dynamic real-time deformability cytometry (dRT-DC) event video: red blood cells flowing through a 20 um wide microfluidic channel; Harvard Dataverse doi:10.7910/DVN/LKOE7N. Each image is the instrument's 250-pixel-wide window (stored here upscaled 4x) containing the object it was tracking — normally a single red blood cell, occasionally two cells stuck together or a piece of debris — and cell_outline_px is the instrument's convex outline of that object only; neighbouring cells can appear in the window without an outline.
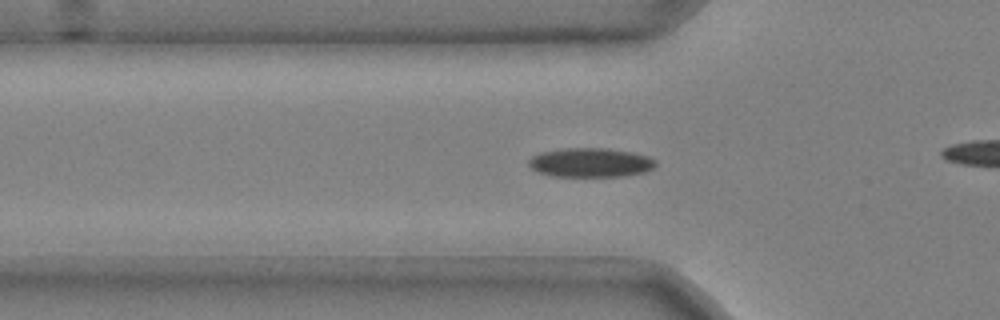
{"species": "common noctule bat (a hibernating species)", "species_latin": "Nyctalus noctula", "temperature_condition": "cold", "stored_images_in_passage": 35, "camera_frame_rate_fps": 3000, "um_per_image_px": 0.085, "animal": {"sex": "male", "body_mass_g": 20.4}, "frame": {"image": 1, "passage_image": 9, "time_ms": 2.667, "image_size_px": [1000, 320], "cell_outline_px": [[656, 164], [652, 168], [644, 172], [624, 176], [552, 176], [536, 172], [528, 164], [528, 160], [532, 156], [540, 152], [560, 148], [608, 148], [632, 152], [648, 156], [656, 160]], "centroid_in_image_um": [50.16, 13.81], "position_along_channel_um": 75.6, "area_um2": 21.73}}
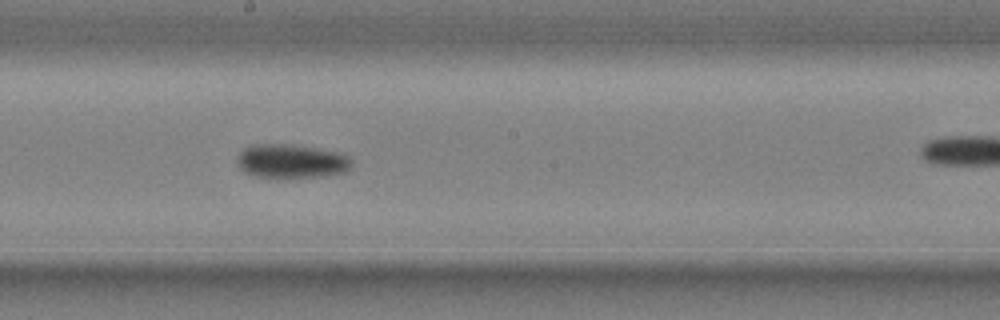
{"frame": {"image": 2, "passage_image": 21, "time_ms": 6.667, "image_size_px": [1000, 320], "cell_outline_px": [[352, 168], [344, 172], [328, 176], [288, 180], [280, 180], [252, 176], [244, 172], [240, 168], [236, 160], [240, 152], [244, 148], [252, 144], [288, 144], [344, 152], [352, 160]], "centroid_in_image_um": [24.79, 13.75], "position_along_channel_um": 223.4, "area_um2": 23.87}}
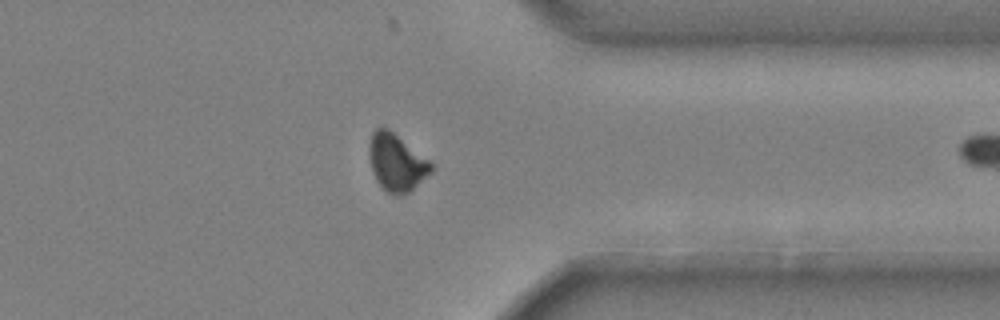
{"frame": {"image": 3, "passage_image": 34, "time_ms": 11.0, "image_size_px": [1000, 320], "cell_outline_px": [[436, 168], [432, 172], [408, 192], [396, 196], [392, 196], [376, 180], [372, 172], [368, 152], [368, 144], [372, 132], [376, 128], [388, 128], [428, 160]], "centroid_in_image_um": [33.68, 13.81], "position_along_channel_um": 377.7, "area_um2": 20.52}}